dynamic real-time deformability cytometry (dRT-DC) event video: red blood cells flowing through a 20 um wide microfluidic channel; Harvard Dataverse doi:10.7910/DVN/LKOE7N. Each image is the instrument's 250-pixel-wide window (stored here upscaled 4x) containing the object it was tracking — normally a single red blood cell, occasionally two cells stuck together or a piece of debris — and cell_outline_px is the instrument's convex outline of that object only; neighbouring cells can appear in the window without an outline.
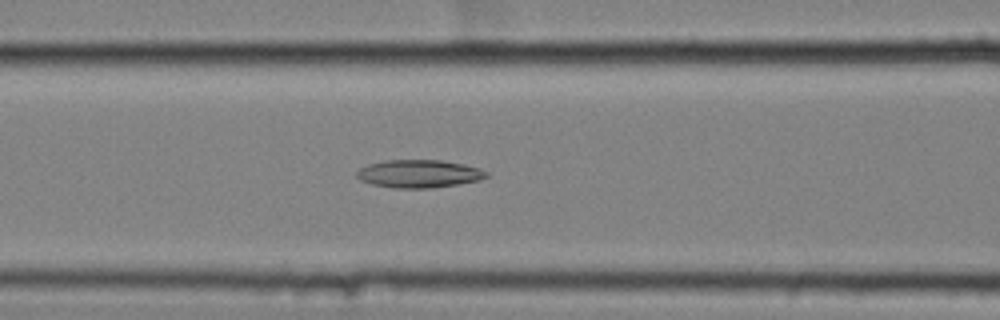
{"species": "common noctule bat (a hibernating species)", "species_latin": "Nyctalus noctula", "temperature_condition": "cold", "stored_images_in_passage": 58, "camera_frame_rate_fps": 3000, "um_per_image_px": 0.085, "animal": {"sex": "female", "body_mass_g": 25.1}, "frame": {"image": 1, "passage_image": 25, "time_ms": 8.0, "image_size_px": [1000, 320], "cell_outline_px": [[488, 176], [480, 180], [432, 188], [396, 188], [372, 184], [360, 180], [356, 176], [356, 172], [360, 168], [368, 164], [384, 160], [440, 160], [464, 164], [480, 168], [488, 172]], "centroid_in_image_um": [35.61, 14.76], "position_along_channel_um": 131.0, "area_um2": 21.1}}
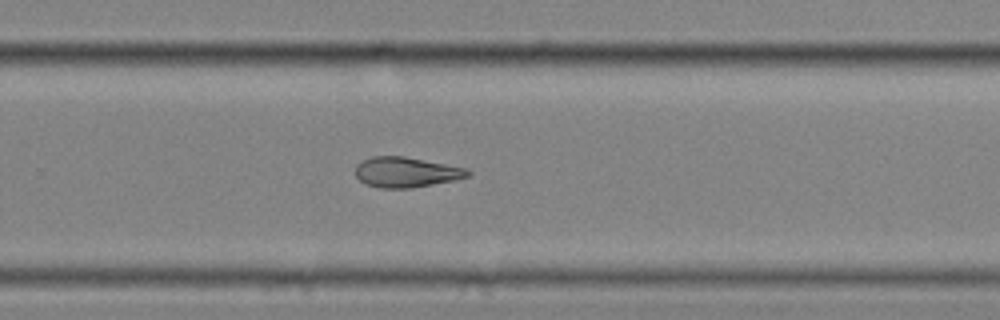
{"frame": {"image": 2, "passage_image": 39, "time_ms": 12.667, "image_size_px": [1000, 320], "cell_outline_px": [[472, 172], [468, 176], [456, 180], [408, 188], [380, 188], [368, 184], [360, 180], [356, 176], [356, 164], [360, 160], [372, 156], [404, 156], [468, 168]], "centroid_in_image_um": [34.53, 14.62], "position_along_channel_um": 295.3, "area_um2": 19.83}}
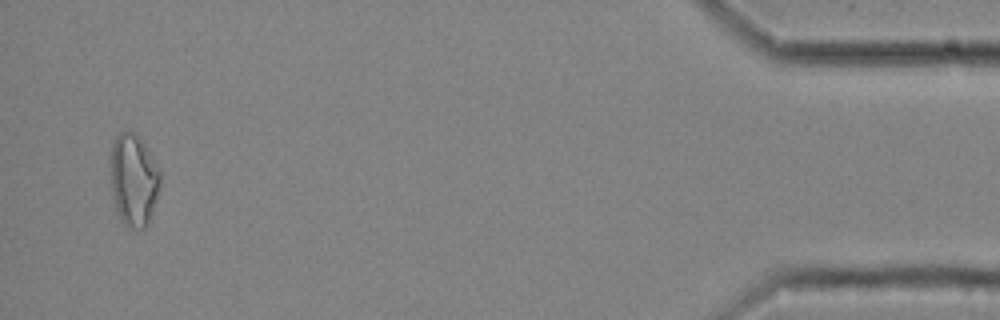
{"frame": {"image": 3, "passage_image": 56, "time_ms": 18.333, "image_size_px": [1000, 320], "cell_outline_px": [[160, 188], [148, 224], [144, 228], [132, 228], [124, 224], [120, 220], [116, 212], [112, 196], [108, 156], [112, 144], [116, 136], [120, 132], [136, 132], [160, 168]], "centroid_in_image_um": [11.33, 15.28], "position_along_channel_um": 423.9, "area_um2": 27.34}}